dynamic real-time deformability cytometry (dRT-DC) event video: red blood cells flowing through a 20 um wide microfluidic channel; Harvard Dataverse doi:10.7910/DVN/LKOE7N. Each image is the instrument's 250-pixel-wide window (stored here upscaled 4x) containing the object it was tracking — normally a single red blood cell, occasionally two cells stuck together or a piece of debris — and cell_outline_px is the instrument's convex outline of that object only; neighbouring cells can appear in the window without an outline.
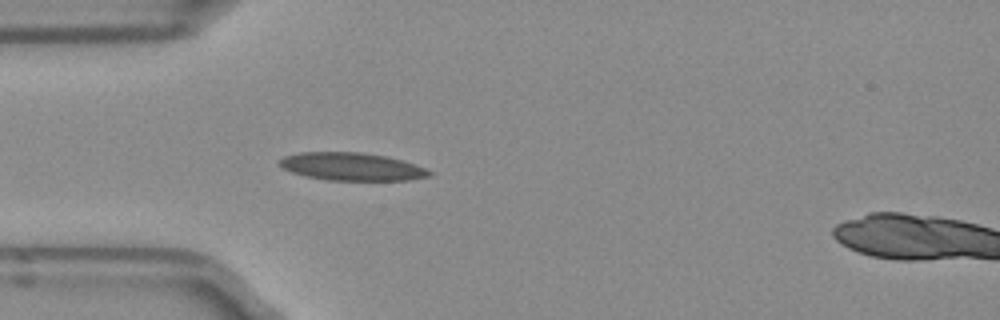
{"species": "Egyptian fruit bat (a non-hibernating species)", "species_latin": "Rousettus aegyptiacus", "temperature_condition": "room temperature", "stored_images_in_passage": 4, "camera_frame_rate_fps": 3000, "um_per_image_px": 0.085, "frame": {"image": 1, "passage_image": 3, "time_ms": 0.667, "image_size_px": [1000, 320], "cell_outline_px": [[432, 176], [408, 180], [324, 180], [304, 176], [280, 168], [276, 164], [284, 156], [300, 152], [360, 152], [384, 156], [400, 160], [424, 168], [432, 172]], "centroid_in_image_um": [29.82, 14.17], "position_along_channel_um": 55.2, "area_um2": 24.28}}